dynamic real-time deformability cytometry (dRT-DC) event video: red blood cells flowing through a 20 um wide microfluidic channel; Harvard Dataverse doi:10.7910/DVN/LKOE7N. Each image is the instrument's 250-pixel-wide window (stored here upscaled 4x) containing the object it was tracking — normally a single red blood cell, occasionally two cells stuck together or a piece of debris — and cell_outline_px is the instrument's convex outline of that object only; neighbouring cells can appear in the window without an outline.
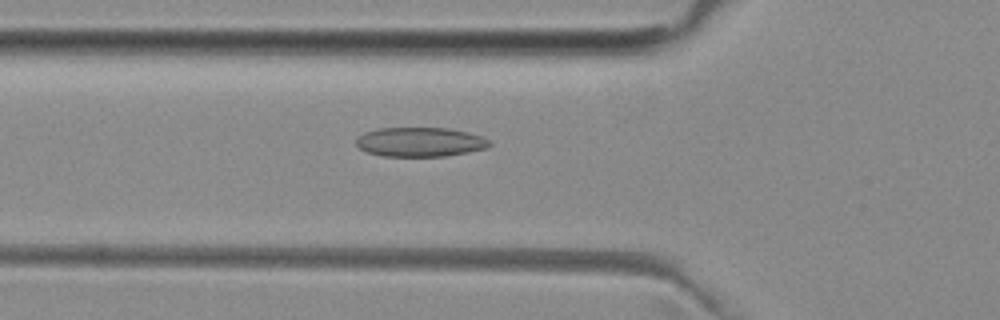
{"species": "common noctule bat (a hibernating species)", "species_latin": "Nyctalus noctula", "temperature_condition": "room temperature", "stored_images_in_passage": 28, "camera_frame_rate_fps": 3000, "um_per_image_px": 0.085, "animal": {"sex": "female", "body_mass_g": 29.2, "forearm_length_mm": 56.3}, "frame": {"image": 1, "passage_image": 2, "time_ms": 0.333, "image_size_px": [1000, 320], "cell_outline_px": [[492, 144], [488, 148], [468, 152], [444, 156], [384, 156], [368, 152], [360, 148], [356, 144], [356, 136], [364, 132], [376, 128], [448, 128], [468, 132], [484, 136]], "centroid_in_image_um": [35.72, 12.06], "position_along_channel_um": 90.1, "area_um2": 22.95}}
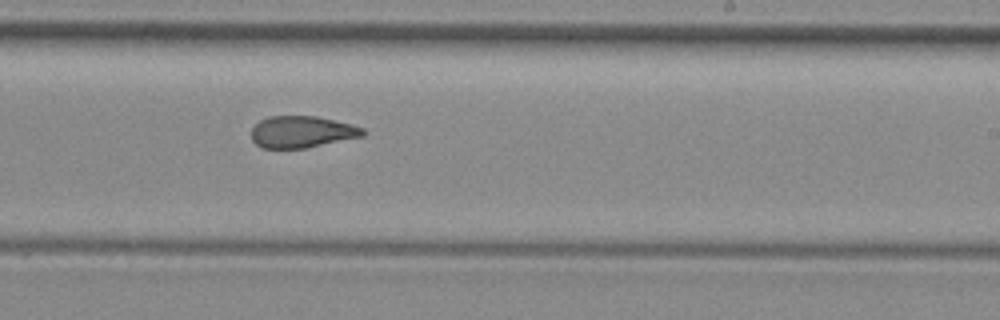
{"frame": {"image": 2, "passage_image": 15, "time_ms": 4.667, "image_size_px": [1000, 320], "cell_outline_px": [[368, 132], [364, 136], [304, 148], [260, 148], [252, 140], [252, 128], [260, 120], [268, 116], [316, 116], [352, 124], [364, 128]], "centroid_in_image_um": [25.68, 11.2], "position_along_channel_um": 263.3, "area_um2": 20.69}}
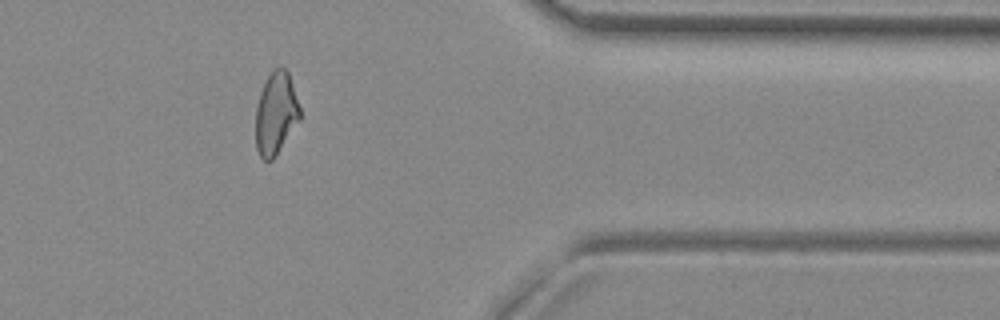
{"frame": {"image": 3, "passage_image": 26, "time_ms": 8.333, "image_size_px": [1000, 320], "cell_outline_px": [[300, 120], [272, 160], [264, 160], [260, 156], [256, 148], [256, 108], [260, 92], [268, 76], [276, 68], [284, 68], [288, 72], [300, 108]], "centroid_in_image_um": [23.44, 9.66], "position_along_channel_um": 388.0, "area_um2": 20.87}}